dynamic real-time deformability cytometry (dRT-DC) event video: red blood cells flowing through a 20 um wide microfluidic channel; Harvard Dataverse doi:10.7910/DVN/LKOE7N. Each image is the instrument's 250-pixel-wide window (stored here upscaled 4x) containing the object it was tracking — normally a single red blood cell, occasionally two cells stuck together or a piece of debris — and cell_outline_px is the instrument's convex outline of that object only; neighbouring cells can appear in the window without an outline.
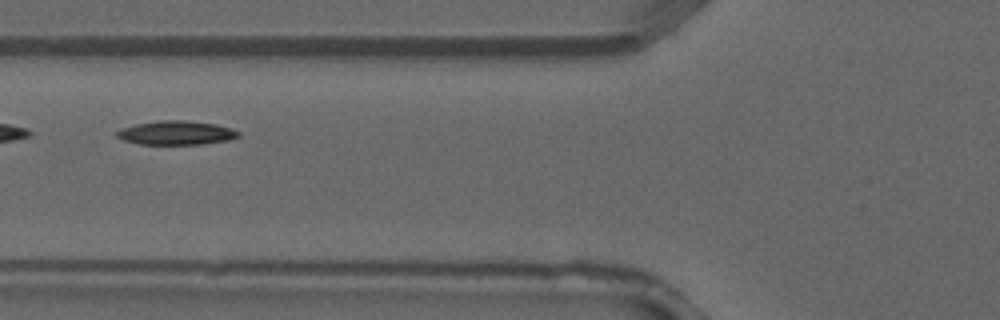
{"species": "common noctule bat (a hibernating species)", "species_latin": "Nyctalus noctula", "temperature_condition": "warm", "stored_images_in_passage": 4, "camera_frame_rate_fps": 3000, "um_per_image_px": 0.085, "animal": {"sex": "male", "forearm_length_mm": 52.5}, "frame": {"image": 1, "passage_image": 4, "time_ms": 1.0, "image_size_px": [1000, 320], "cell_outline_px": [[240, 136], [228, 140], [204, 144], [140, 144], [124, 140], [116, 136], [116, 132], [120, 128], [136, 124], [160, 120], [184, 120], [216, 124], [232, 128], [240, 132]], "centroid_in_image_um": [15.0, 11.29], "position_along_channel_um": 110.8, "area_um2": 16.99}}